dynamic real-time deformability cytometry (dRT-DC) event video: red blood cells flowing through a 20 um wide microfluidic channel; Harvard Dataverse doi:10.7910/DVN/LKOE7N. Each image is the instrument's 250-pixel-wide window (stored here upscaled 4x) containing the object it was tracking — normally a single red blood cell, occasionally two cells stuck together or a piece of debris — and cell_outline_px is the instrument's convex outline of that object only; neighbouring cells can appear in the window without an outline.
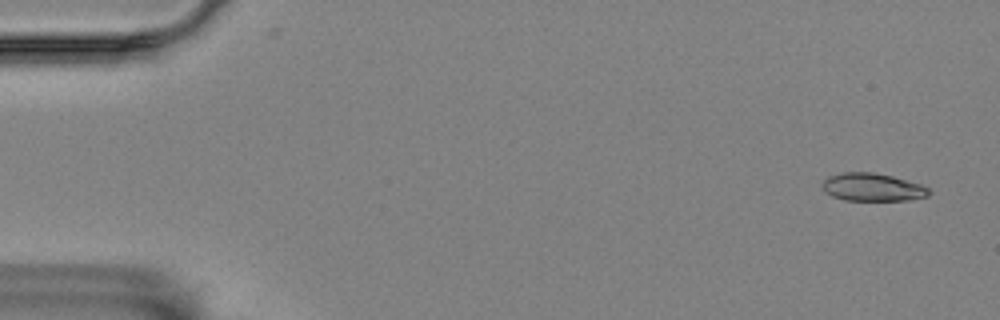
{"species": "Egyptian fruit bat (a non-hibernating species)", "species_latin": "Rousettus aegyptiacus", "temperature_condition": "room temperature", "stored_images_in_passage": 4, "camera_frame_rate_fps": 3000, "um_per_image_px": 0.085, "animal": {"sex": "female"}, "frame": {"image": 1, "passage_image": 1, "time_ms": 0.0, "image_size_px": [1000, 320], "cell_outline_px": [[932, 192], [928, 196], [908, 200], [844, 200], [832, 196], [824, 192], [820, 184], [828, 176], [840, 172], [876, 172], [892, 176], [920, 184], [928, 188]], "centroid_in_image_um": [74.12, 15.9], "position_along_channel_um": 10.9, "area_um2": 17.51}}
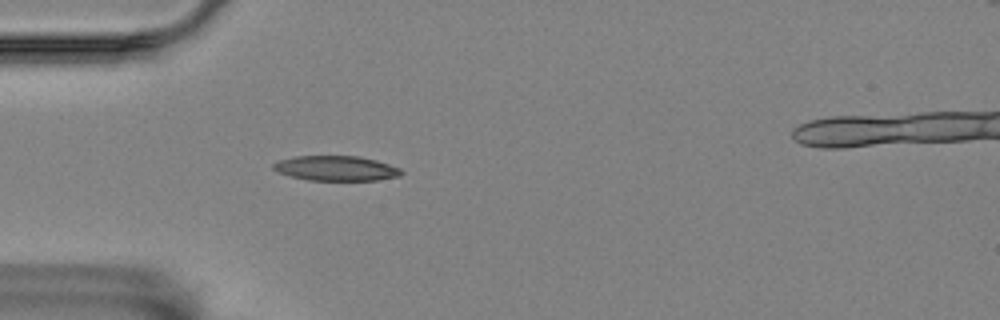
{"frame": {"image": 2, "passage_image": 4, "time_ms": 1.0, "image_size_px": [1000, 320], "cell_outline_px": [[404, 172], [400, 176], [376, 180], [308, 180], [292, 176], [280, 172], [272, 168], [272, 164], [280, 160], [296, 156], [360, 156], [376, 160], [400, 168]], "centroid_in_image_um": [28.6, 14.3], "position_along_channel_um": 56.4, "area_um2": 18.44}}